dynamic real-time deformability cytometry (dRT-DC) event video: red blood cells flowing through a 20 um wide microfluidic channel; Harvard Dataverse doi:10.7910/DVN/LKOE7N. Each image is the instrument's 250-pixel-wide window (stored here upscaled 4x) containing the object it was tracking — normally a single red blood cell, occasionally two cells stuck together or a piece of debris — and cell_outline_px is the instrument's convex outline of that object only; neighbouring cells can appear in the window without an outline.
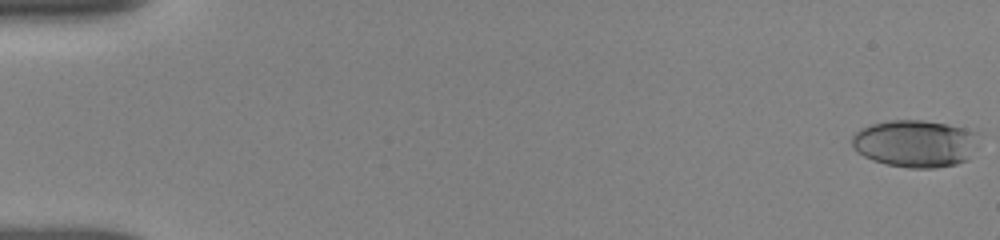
{"species": "human", "species_latin": "Homo sapiens", "temperature_condition": "room temperature", "stored_images_in_passage": 16, "camera_frame_rate_fps": 3000, "um_per_image_px": 0.085, "donor": {"sex": "female"}, "frame": {"image": 1, "passage_image": 1, "time_ms": 0.0, "image_size_px": [1000, 240], "cell_outline_px": [[984, 132], [968, 160], [956, 164], [936, 168], [908, 168], [888, 164], [872, 160], [856, 152], [852, 144], [852, 136], [860, 128], [872, 124], [888, 120], [924, 120]], "centroid_in_image_um": [77.85, 12.19], "position_along_channel_um": 7.2, "area_um2": 35.43}}